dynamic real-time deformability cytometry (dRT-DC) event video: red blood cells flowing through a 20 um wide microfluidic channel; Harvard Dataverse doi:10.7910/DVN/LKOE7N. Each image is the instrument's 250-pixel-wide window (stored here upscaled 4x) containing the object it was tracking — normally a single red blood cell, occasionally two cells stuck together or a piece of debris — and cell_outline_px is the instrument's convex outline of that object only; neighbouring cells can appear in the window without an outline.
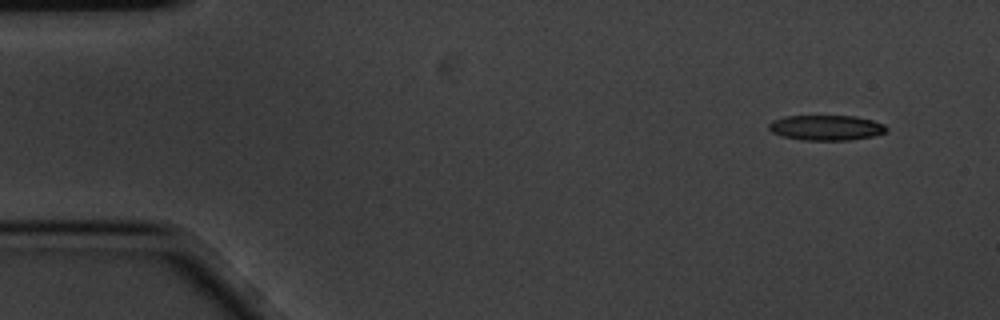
{"species": "common noctule bat (a hibernating species)", "species_latin": "Nyctalus noctula", "temperature_condition": "cold", "stored_images_in_passage": 2, "camera_frame_rate_fps": 3000, "um_per_image_px": 0.085, "animal": {"sex": "male", "body_mass_g": 20.1, "forearm_length_mm": 53.5}, "frame": {"image": 1, "passage_image": 1, "time_ms": 0.0, "image_size_px": [1000, 320], "cell_outline_px": [[888, 128], [884, 132], [872, 136], [848, 140], [804, 140], [784, 136], [772, 132], [768, 128], [768, 124], [772, 120], [784, 116], [856, 116], [872, 120], [884, 124]], "centroid_in_image_um": [70.21, 10.84], "position_along_channel_um": 14.8, "area_um2": 17.17}}
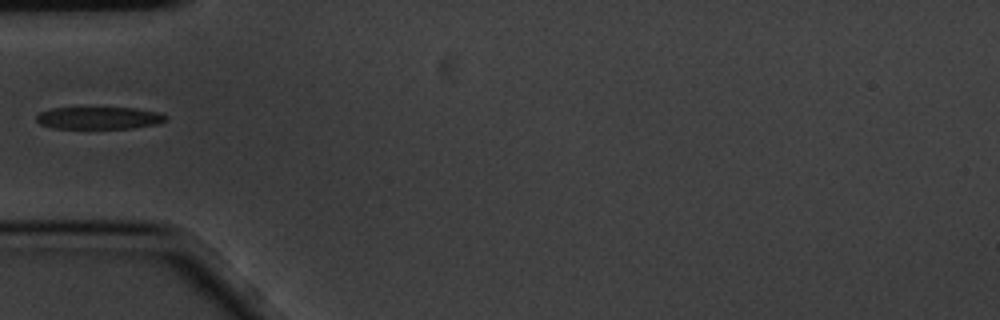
{"frame": {"image": 2, "passage_image": 2, "time_ms": 0.333, "image_size_px": [1000, 320], "cell_outline_px": [[168, 120], [156, 124], [132, 128], [52, 128], [40, 124], [36, 120], [36, 116], [40, 112], [52, 108], [136, 108], [156, 112], [168, 116]], "centroid_in_image_um": [8.41, 10.03], "position_along_channel_um": 76.6, "area_um2": 16.7}}